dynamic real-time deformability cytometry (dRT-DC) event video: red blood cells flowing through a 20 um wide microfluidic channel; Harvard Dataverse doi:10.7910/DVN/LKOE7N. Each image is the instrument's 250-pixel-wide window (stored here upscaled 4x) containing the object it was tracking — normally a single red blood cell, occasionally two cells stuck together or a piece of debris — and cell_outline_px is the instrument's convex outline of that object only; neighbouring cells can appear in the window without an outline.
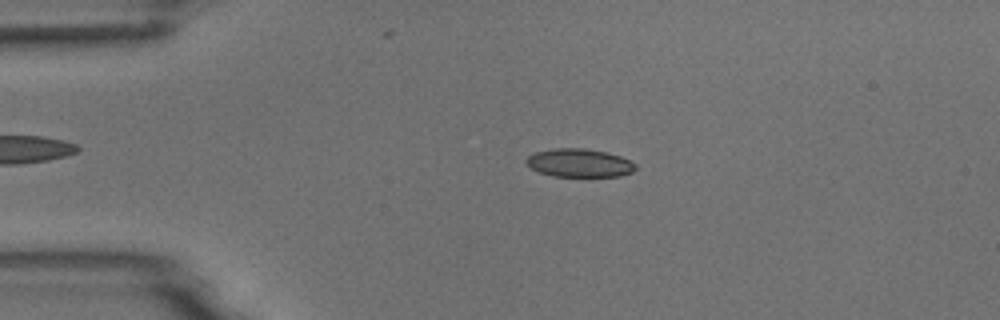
{"species": "common noctule bat (a hibernating species)", "species_latin": "Nyctalus noctula", "temperature_condition": "room temperature", "stored_images_in_passage": 53, "camera_frame_rate_fps": 3000, "um_per_image_px": 0.085, "animal": {"sex": "male", "body_mass_g": 18.8}, "frame": {"image": 1, "passage_image": 11, "time_ms": 3.333, "image_size_px": [1000, 320], "cell_outline_px": [[636, 168], [632, 172], [620, 176], [552, 176], [540, 172], [532, 168], [524, 160], [528, 156], [536, 152], [556, 148], [584, 148], [608, 152], [620, 156], [636, 164]], "centroid_in_image_um": [49.26, 13.84], "position_along_channel_um": 35.7, "area_um2": 17.92}}
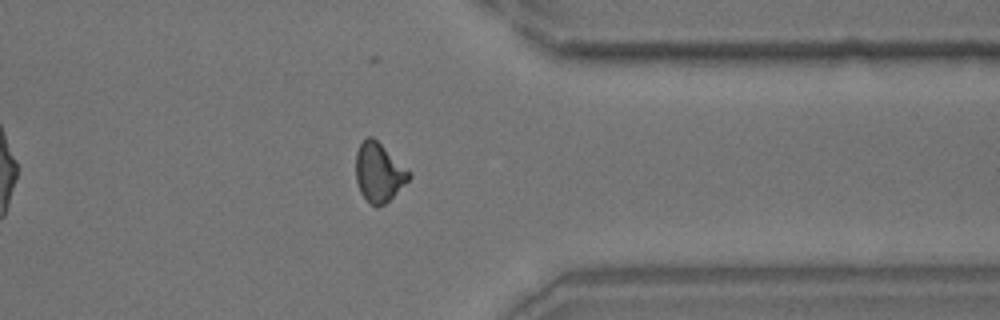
{"frame": {"image": 2, "passage_image": 42, "time_ms": 13.667, "image_size_px": [1000, 320], "cell_outline_px": [[412, 176], [384, 204], [376, 208], [360, 192], [356, 180], [356, 152], [360, 144], [368, 136], [372, 136], [412, 172]], "centroid_in_image_um": [32.21, 14.63], "position_along_channel_um": 379.2, "area_um2": 18.03}}
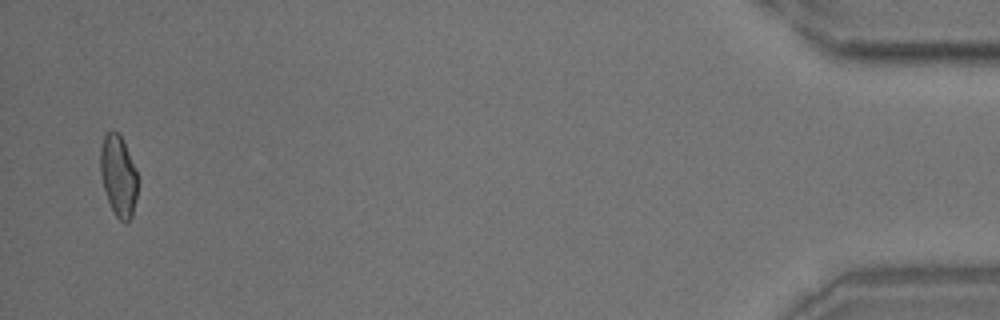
{"frame": {"image": 3, "passage_image": 52, "time_ms": 17.0, "image_size_px": [1000, 320], "cell_outline_px": [[140, 180], [132, 216], [124, 224], [116, 216], [108, 200], [104, 188], [100, 172], [100, 148], [104, 136], [112, 128], [120, 132]], "centroid_in_image_um": [10.08, 14.9], "position_along_channel_um": 425.1, "area_um2": 17.92}, "authors_computed_cell_mechanics": {"area_um2": 18.0914, "velocity_mm_per_s": 3.7315, "shape_relaxation_time_tau1_ms": 5.7359, "shape_relaxation_time_tau2_ms": 2.7631, "deformation_change_tau1": 0.1522, "deformation_change_tau2": 0.072}}